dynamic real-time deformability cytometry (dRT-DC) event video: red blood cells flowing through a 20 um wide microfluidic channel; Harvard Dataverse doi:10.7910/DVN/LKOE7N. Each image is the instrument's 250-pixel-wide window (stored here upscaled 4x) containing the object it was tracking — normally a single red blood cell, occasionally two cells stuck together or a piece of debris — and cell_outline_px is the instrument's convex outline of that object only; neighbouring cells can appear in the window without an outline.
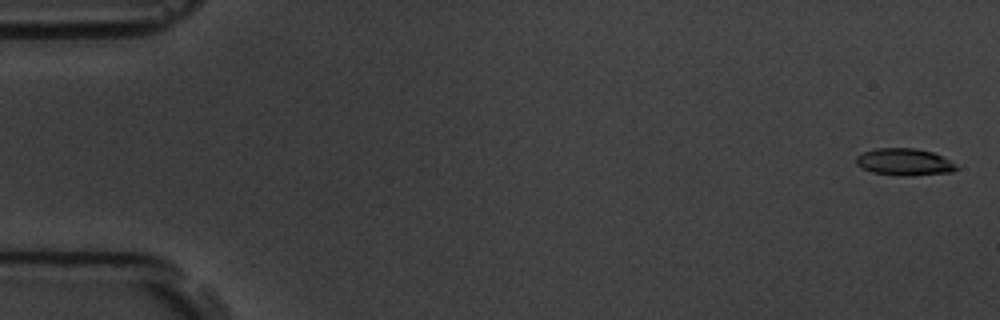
{"species": "common noctule bat (a hibernating species)", "species_latin": "Nyctalus noctula", "temperature_condition": "room temperature", "stored_images_in_passage": 6, "camera_frame_rate_fps": 3000, "um_per_image_px": 0.085, "animal": {"sex": "male", "body_mass_g": 19.5, "forearm_length_mm": 54.6}, "frame": {"image": 1, "passage_image": 1, "time_ms": 0.0, "image_size_px": [1000, 320], "cell_outline_px": [[960, 168], [952, 172], [908, 176], [896, 176], [872, 172], [856, 164], [856, 156], [864, 152], [876, 148], [916, 148], [932, 152], [956, 164]], "centroid_in_image_um": [76.87, 13.77], "position_along_channel_um": 8.1, "area_um2": 15.78}}
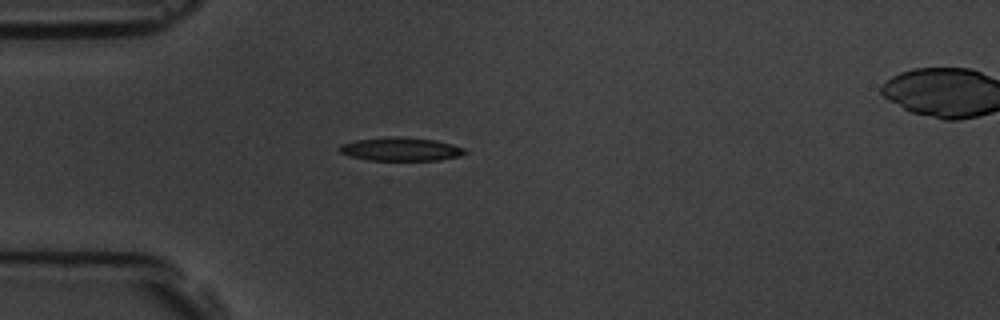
{"frame": {"image": 2, "passage_image": 5, "time_ms": 4.667, "image_size_px": [1000, 320], "cell_outline_px": [[468, 152], [460, 156], [440, 160], [368, 160], [352, 156], [340, 152], [336, 148], [340, 144], [356, 140], [388, 136], [400, 136], [436, 140], [452, 144], [464, 148]], "centroid_in_image_um": [34.07, 12.67], "position_along_channel_um": 50.9, "area_um2": 17.28}}